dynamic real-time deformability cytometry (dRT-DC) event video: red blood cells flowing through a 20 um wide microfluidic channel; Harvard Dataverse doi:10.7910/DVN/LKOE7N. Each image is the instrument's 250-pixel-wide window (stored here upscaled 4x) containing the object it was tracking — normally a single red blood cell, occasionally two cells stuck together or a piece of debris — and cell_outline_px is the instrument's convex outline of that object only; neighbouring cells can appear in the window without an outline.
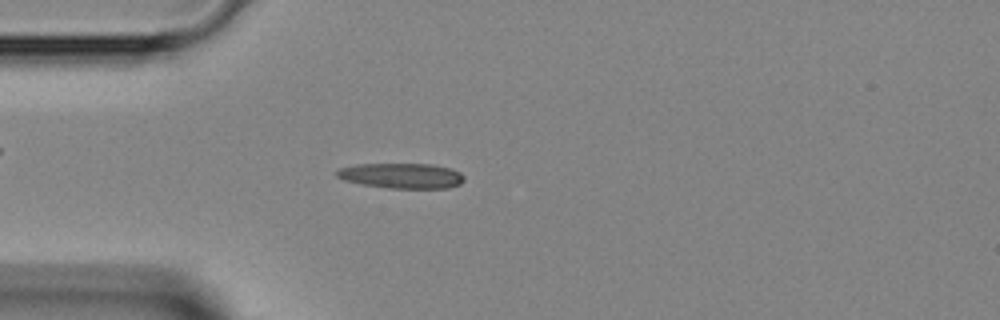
{"species": "Egyptian fruit bat (a non-hibernating species)", "species_latin": "Rousettus aegyptiacus", "temperature_condition": "room temperature", "stored_images_in_passage": 43, "camera_frame_rate_fps": 3000, "um_per_image_px": 0.085, "animal": {"sex": "female"}, "frame": {"image": 1, "passage_image": 10, "time_ms": 3.0, "image_size_px": [1000, 320], "cell_outline_px": [[464, 180], [460, 184], [448, 188], [388, 188], [364, 184], [344, 180], [336, 176], [336, 172], [340, 168], [356, 164], [432, 164], [452, 168], [460, 172], [464, 176]], "centroid_in_image_um": [34.17, 14.93], "position_along_channel_um": 50.8, "area_um2": 18.73}}
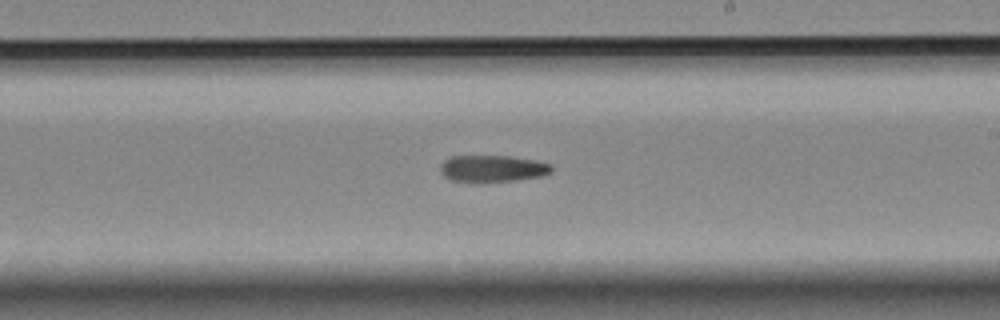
{"frame": {"image": 2, "passage_image": 24, "time_ms": 7.667, "image_size_px": [1000, 320], "cell_outline_px": [[552, 172], [540, 176], [516, 180], [476, 184], [452, 180], [444, 176], [440, 172], [440, 164], [448, 156], [512, 156], [536, 160], [552, 164]], "centroid_in_image_um": [41.83, 14.34], "position_along_channel_um": 247.2, "area_um2": 17.92}}
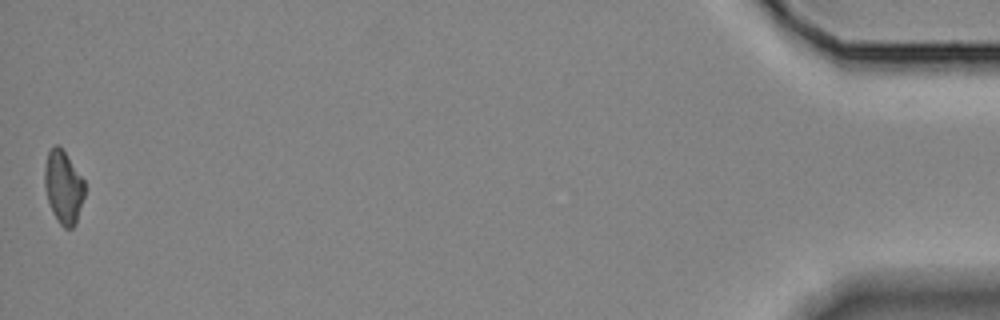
{"frame": {"image": 3, "passage_image": 43, "time_ms": 14.0, "image_size_px": [1000, 320], "cell_outline_px": [[84, 196], [76, 224], [72, 228], [64, 228], [60, 224], [52, 212], [44, 188], [44, 168], [48, 152], [56, 144], [60, 144], [84, 180]], "centroid_in_image_um": [5.38, 15.89], "position_along_channel_um": 429.8, "area_um2": 17.11}}